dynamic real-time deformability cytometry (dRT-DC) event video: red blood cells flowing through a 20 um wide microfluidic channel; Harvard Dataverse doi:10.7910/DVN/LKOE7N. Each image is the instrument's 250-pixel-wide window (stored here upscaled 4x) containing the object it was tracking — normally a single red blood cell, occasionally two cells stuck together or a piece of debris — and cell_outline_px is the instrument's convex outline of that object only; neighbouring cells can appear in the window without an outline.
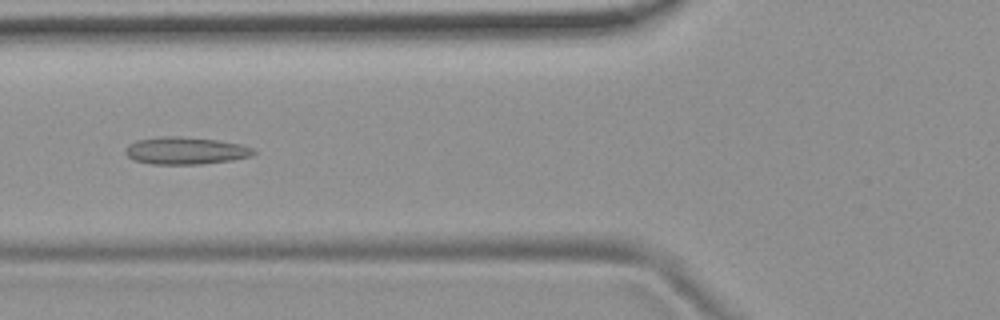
{"species": "common noctule bat (a hibernating species)", "species_latin": "Nyctalus noctula", "temperature_condition": "room temperature", "stored_images_in_passage": 45, "camera_frame_rate_fps": 3000, "um_per_image_px": 0.085, "animal": {"sex": "female", "body_mass_g": 19.9}, "frame": {"image": 1, "passage_image": 12, "time_ms": 3.667, "image_size_px": [1000, 320], "cell_outline_px": [[256, 152], [252, 156], [232, 160], [200, 164], [152, 164], [136, 160], [128, 156], [124, 152], [128, 144], [136, 140], [164, 136], [180, 136], [216, 140], [240, 144], [252, 148]], "centroid_in_image_um": [15.77, 12.8], "position_along_channel_um": 110.0, "area_um2": 20.29}}
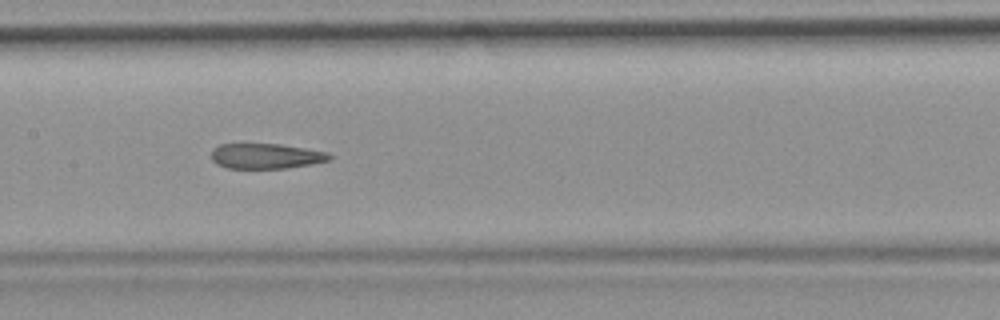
{"frame": {"image": 2, "passage_image": 18, "time_ms": 5.667, "image_size_px": [1000, 320], "cell_outline_px": [[332, 160], [312, 164], [288, 168], [228, 168], [216, 164], [212, 160], [212, 148], [220, 144], [280, 144], [328, 152], [332, 156]], "centroid_in_image_um": [22.62, 13.27], "position_along_channel_um": 184.8, "area_um2": 17.46}}
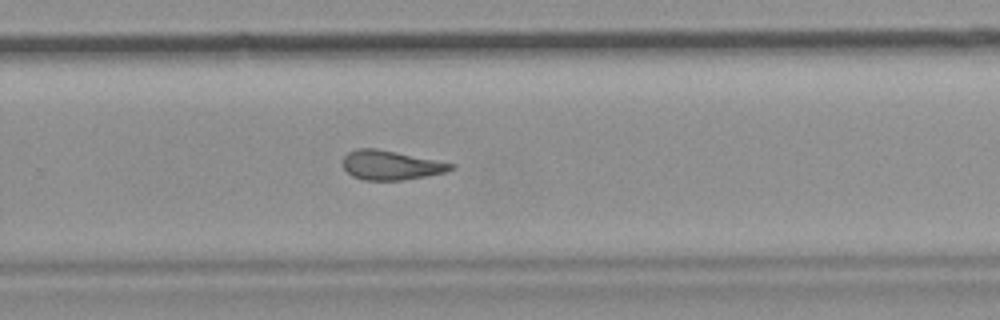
{"frame": {"image": 3, "passage_image": 27, "time_ms": 8.667, "image_size_px": [1000, 320], "cell_outline_px": [[456, 168], [444, 172], [404, 180], [364, 180], [352, 176], [340, 164], [344, 156], [348, 152], [356, 148], [376, 148], [456, 164]], "centroid_in_image_um": [33.18, 14.03], "position_along_channel_um": 296.6, "area_um2": 18.5}, "authors_computed_cell_mechanics": {"area_um2": 19.4208, "velocity_mm_per_s": 3.7423, "shape_relaxation_time_tau1_ms": null, "shape_relaxation_time_tau2_ms": 3.412, "deformation_change_tau1": null, "deformation_change_tau2": 0.1268}}